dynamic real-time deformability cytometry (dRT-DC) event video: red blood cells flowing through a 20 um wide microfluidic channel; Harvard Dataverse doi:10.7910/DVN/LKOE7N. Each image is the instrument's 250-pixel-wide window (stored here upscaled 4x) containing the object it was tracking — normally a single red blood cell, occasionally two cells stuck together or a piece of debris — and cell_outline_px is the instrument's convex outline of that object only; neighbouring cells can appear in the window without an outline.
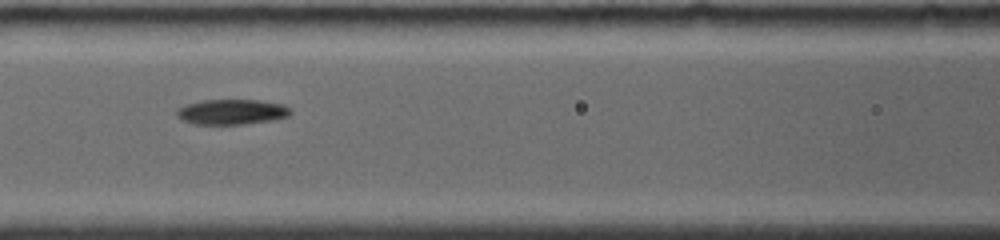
{"species": "common noctule bat (a hibernating species)", "species_latin": "Nyctalus noctula", "temperature_condition": "room temperature", "stored_images_in_passage": 10, "segment_of_instrument_passage": [1, 2], "camera_frame_rate_fps": 4000, "um_per_image_px": 0.085, "animal": {"sex": "female", "body_mass_g": 19.0, "forearm_length_mm": 56.7}, "frame": {"image": 1, "passage_image": 4, "time_ms": 2.25, "image_size_px": [1000, 240], "cell_outline_px": [[292, 112], [288, 116], [272, 120], [244, 124], [192, 124], [176, 116], [176, 108], [184, 104], [204, 100], [260, 100], [284, 104], [292, 108]], "centroid_in_image_um": [19.7, 9.5], "position_along_channel_um": 146.9, "area_um2": 16.94}}
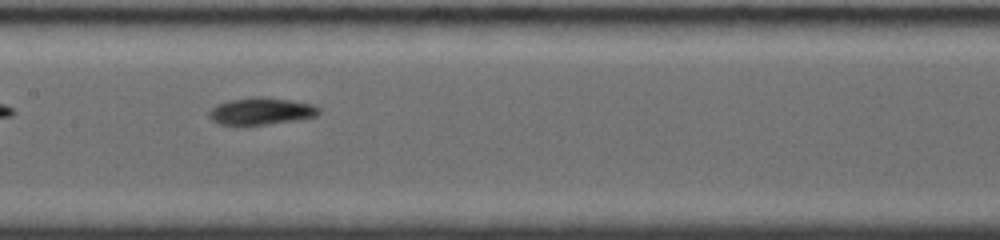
{"frame": {"image": 2, "passage_image": 5, "time_ms": 3.25, "image_size_px": [1000, 240], "cell_outline_px": [[320, 112], [316, 116], [296, 120], [240, 128], [220, 124], [212, 120], [208, 116], [208, 112], [216, 104], [228, 100], [256, 96], [264, 96], [292, 100], [312, 104], [320, 108]], "centroid_in_image_um": [22.14, 9.47], "position_along_channel_um": 185.3, "area_um2": 18.03}}
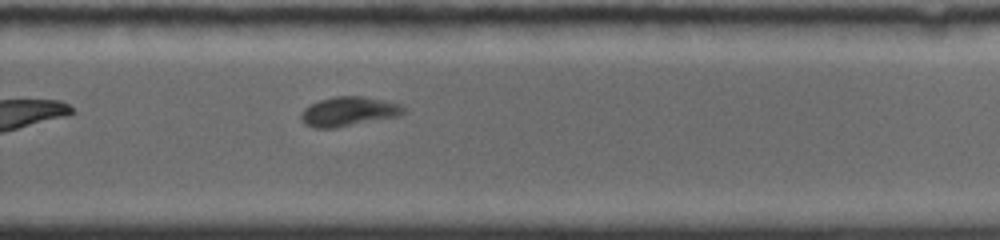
{"frame": {"image": 3, "passage_image": 9, "time_ms": 6.25, "image_size_px": [1000, 240], "cell_outline_px": [[408, 108], [400, 116], [336, 128], [312, 128], [304, 124], [300, 120], [300, 116], [304, 108], [320, 100], [336, 96], [364, 96], [384, 100], [400, 104]], "centroid_in_image_um": [29.65, 9.49], "position_along_channel_um": 300.2, "area_um2": 17.8}}